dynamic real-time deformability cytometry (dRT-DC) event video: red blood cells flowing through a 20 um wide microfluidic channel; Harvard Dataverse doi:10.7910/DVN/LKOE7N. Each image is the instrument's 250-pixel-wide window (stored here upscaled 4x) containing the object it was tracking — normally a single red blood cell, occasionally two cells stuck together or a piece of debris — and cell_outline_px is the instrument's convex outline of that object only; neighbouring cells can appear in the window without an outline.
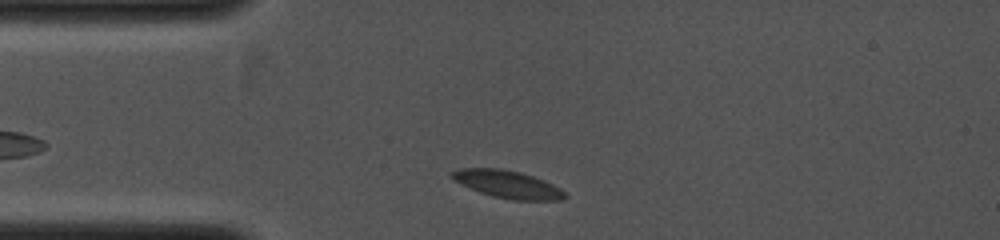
{"species": "common noctule bat (a hibernating species)", "species_latin": "Nyctalus noctula", "temperature_condition": "cold", "stored_images_in_passage": 11, "camera_frame_rate_fps": 4000, "um_per_image_px": 0.085, "animal": {"sex": "female", "body_mass_g": 19.0, "forearm_length_mm": 53.3}, "frame": {"image": 1, "passage_image": 2, "time_ms": 0.5, "image_size_px": [1000, 240], "cell_outline_px": [[568, 196], [564, 200], [512, 200], [492, 196], [480, 192], [452, 180], [452, 172], [460, 168], [504, 168], [520, 172], [544, 180], [560, 188]], "centroid_in_image_um": [43.17, 15.66], "position_along_channel_um": 41.8, "area_um2": 18.15}}
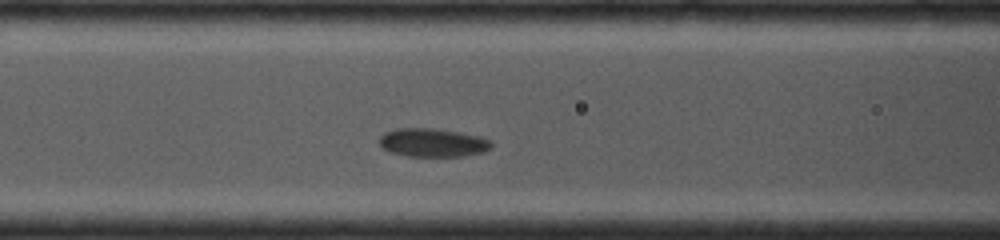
{"frame": {"image": 2, "passage_image": 7, "time_ms": 2.5, "image_size_px": [1000, 240], "cell_outline_px": [[492, 148], [484, 152], [464, 156], [408, 156], [388, 152], [380, 144], [380, 136], [384, 132], [396, 128], [432, 128], [480, 136], [492, 140]], "centroid_in_image_um": [36.79, 12.12], "position_along_channel_um": 129.8, "area_um2": 18.67}}
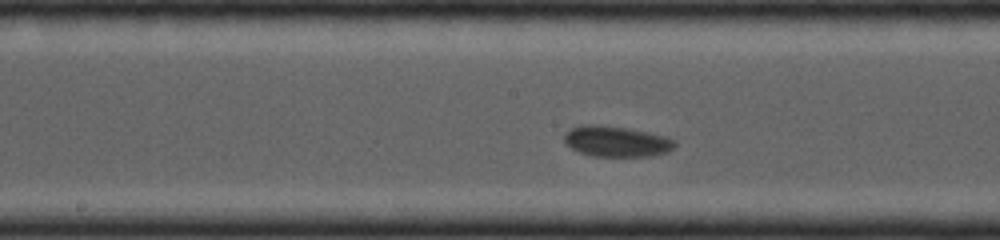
{"frame": {"image": 3, "passage_image": 10, "time_ms": 3.75, "image_size_px": [1000, 240], "cell_outline_px": [[676, 144], [668, 152], [652, 156], [592, 156], [580, 152], [564, 144], [564, 136], [572, 128], [588, 124], [592, 124], [624, 128], [668, 136], [676, 140]], "centroid_in_image_um": [52.43, 12.03], "position_along_channel_um": 195.8, "area_um2": 19.59}}